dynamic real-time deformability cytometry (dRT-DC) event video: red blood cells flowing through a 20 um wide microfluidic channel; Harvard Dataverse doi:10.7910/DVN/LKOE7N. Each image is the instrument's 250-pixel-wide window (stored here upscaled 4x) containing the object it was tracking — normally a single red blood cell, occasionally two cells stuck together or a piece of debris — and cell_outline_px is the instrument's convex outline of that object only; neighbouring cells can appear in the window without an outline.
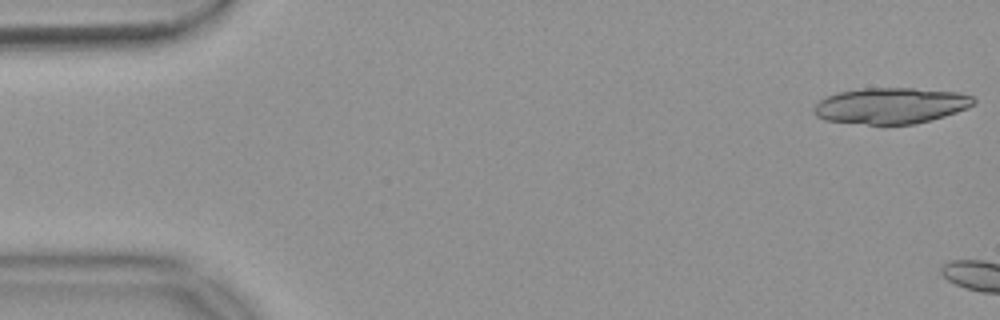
{"species": "common noctule bat (a hibernating species)", "species_latin": "Nyctalus noctula", "temperature_condition": "warm", "stored_images_in_passage": 4, "camera_frame_rate_fps": 3000, "um_per_image_px": 0.085, "animal": {"sex": "female", "body_mass_g": 18.4}, "frame": {"image": 1, "passage_image": 1, "time_ms": 0.0, "image_size_px": [1000, 320], "cell_outline_px": [[976, 100], [968, 108], [932, 120], [916, 124], [868, 124], [824, 120], [816, 116], [812, 112], [812, 108], [820, 100], [836, 92], [864, 88], [912, 88], [960, 92], [972, 96]], "centroid_in_image_um": [75.71, 8.98], "position_along_channel_um": 9.3, "area_um2": 33.64}}